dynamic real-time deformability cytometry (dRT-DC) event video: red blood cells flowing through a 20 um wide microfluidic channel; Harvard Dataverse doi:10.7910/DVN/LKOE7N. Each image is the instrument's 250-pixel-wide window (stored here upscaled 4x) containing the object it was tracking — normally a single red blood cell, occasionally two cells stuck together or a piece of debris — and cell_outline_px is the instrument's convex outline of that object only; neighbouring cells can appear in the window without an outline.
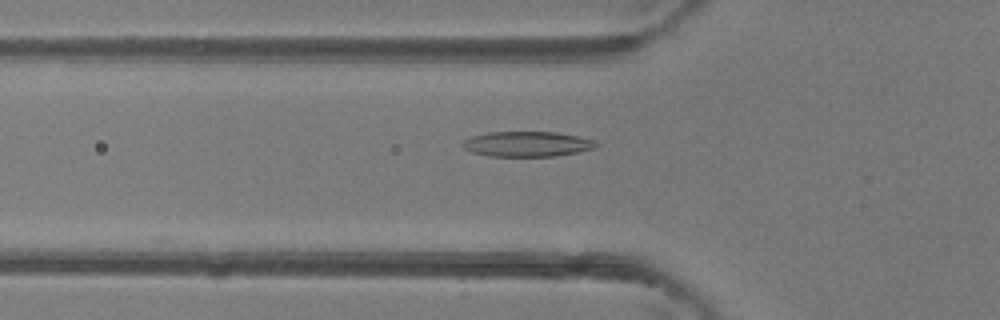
{"species": "common noctule bat (a hibernating species)", "species_latin": "Nyctalus noctula", "temperature_condition": "room temperature", "stored_images_in_passage": 27, "camera_frame_rate_fps": 3000, "um_per_image_px": 0.085, "animal": {"sex": "female"}, "frame": {"image": 1, "passage_image": 6, "time_ms": 1.667, "image_size_px": [1000, 320], "cell_outline_px": [[600, 144], [592, 148], [576, 152], [556, 156], [488, 156], [472, 152], [464, 148], [460, 144], [464, 140], [472, 136], [488, 132], [556, 132], [576, 136], [592, 140]], "centroid_in_image_um": [44.75, 12.24], "position_along_channel_um": 81.0, "area_um2": 19.42}}
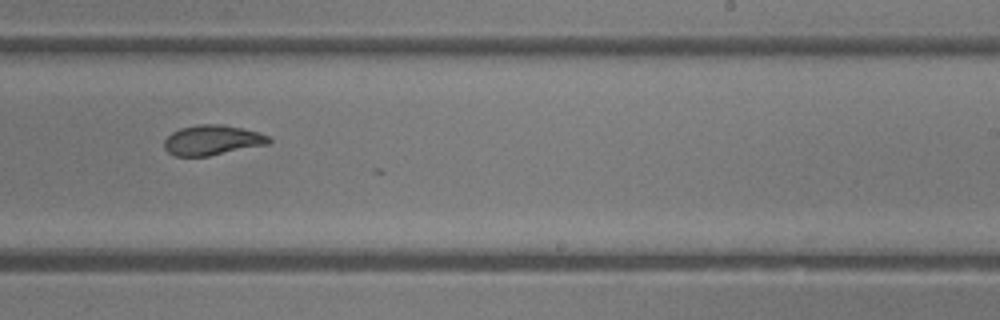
{"frame": {"image": 2, "passage_image": 19, "time_ms": 6.0, "image_size_px": [1000, 320], "cell_outline_px": [[272, 140], [268, 144], [208, 156], [176, 156], [168, 152], [164, 148], [164, 140], [172, 132], [180, 128], [200, 124], [220, 124], [260, 132], [268, 136]], "centroid_in_image_um": [18.03, 11.91], "position_along_channel_um": 271.0, "area_um2": 18.21}}
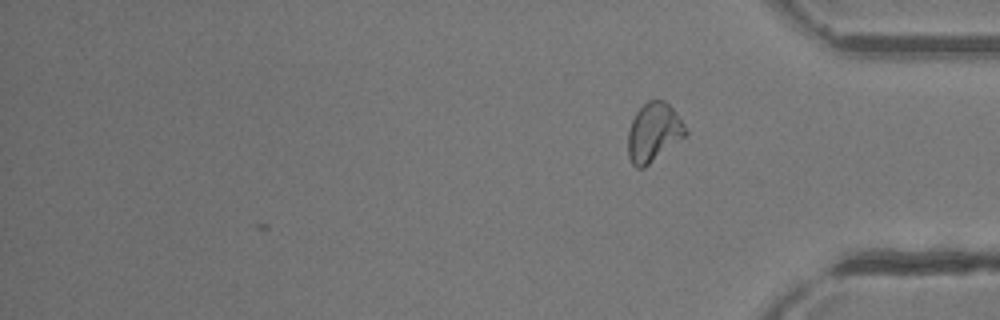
{"frame": {"image": 3, "passage_image": 27, "time_ms": 8.667, "image_size_px": [1000, 320], "cell_outline_px": [[688, 132], [684, 136], [644, 168], [636, 168], [632, 164], [628, 156], [628, 132], [632, 120], [636, 112], [648, 100], [664, 100], [672, 108]], "centroid_in_image_um": [55.52, 11.26], "position_along_channel_um": 379.7, "area_um2": 19.31}, "authors_computed_cell_mechanics": {"area_um2": 18.7272, "velocity_mm_per_s": 4.3694, "shape_relaxation_time_tau1_ms": null, "shape_relaxation_time_tau2_ms": 1.3398, "deformation_change_tau1": null, "deformation_change_tau2": 0.0763}}